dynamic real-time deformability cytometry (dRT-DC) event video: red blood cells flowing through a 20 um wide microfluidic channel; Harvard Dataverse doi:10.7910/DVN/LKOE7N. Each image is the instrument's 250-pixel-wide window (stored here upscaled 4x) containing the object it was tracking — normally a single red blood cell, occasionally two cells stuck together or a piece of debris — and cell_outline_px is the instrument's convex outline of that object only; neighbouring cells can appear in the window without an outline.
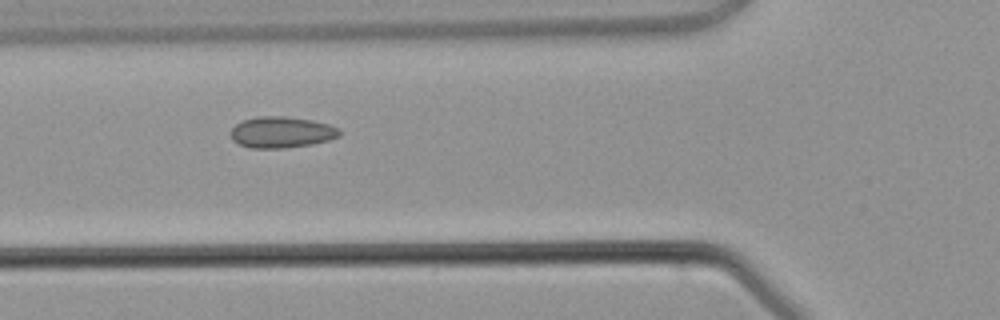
{"species": "common noctule bat (a hibernating species)", "species_latin": "Nyctalus noctula", "temperature_condition": "warm", "stored_images_in_passage": 6, "camera_frame_rate_fps": 3000, "um_per_image_px": 0.085, "animal": {"sex": "male", "body_mass_g": 21.5, "forearm_length_mm": 52.0}, "frame": {"image": 1, "passage_image": 6, "time_ms": 6.667, "image_size_px": [1000, 320], "cell_outline_px": [[340, 136], [328, 140], [312, 144], [284, 148], [252, 148], [240, 144], [232, 140], [228, 132], [236, 124], [244, 120], [260, 116], [284, 116], [312, 120], [328, 124], [340, 128]], "centroid_in_image_um": [23.92, 11.24], "position_along_channel_um": 101.9, "area_um2": 19.83}}